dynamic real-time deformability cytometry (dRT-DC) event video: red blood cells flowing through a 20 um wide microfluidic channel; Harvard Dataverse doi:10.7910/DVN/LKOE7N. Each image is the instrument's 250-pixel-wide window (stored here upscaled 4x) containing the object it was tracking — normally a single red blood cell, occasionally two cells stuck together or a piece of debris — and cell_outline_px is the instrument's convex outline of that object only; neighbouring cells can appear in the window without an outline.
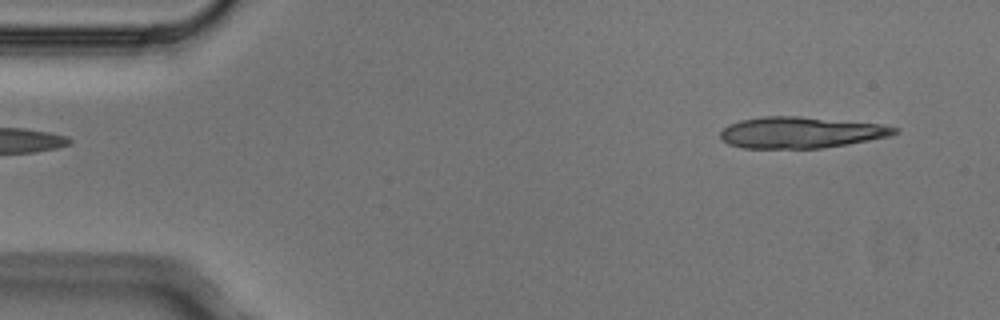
{"species": "Egyptian fruit bat (a non-hibernating species)", "species_latin": "Rousettus aegyptiacus", "temperature_condition": "cold", "stored_images_in_passage": 4, "segment_of_instrument_passage": [2, 2], "camera_frame_rate_fps": 3000, "um_per_image_px": 0.085, "animal": {"sex": "male"}, "frame": {"image": 1, "passage_image": 4, "time_ms": 1.0, "image_size_px": [1000, 320], "cell_outline_px": [[900, 132], [892, 136], [848, 144], [820, 148], [744, 148], [728, 144], [720, 136], [720, 132], [724, 128], [740, 120], [764, 116], [800, 116], [884, 124], [900, 128]], "centroid_in_image_um": [68.15, 11.25], "position_along_channel_um": 16.8, "area_um2": 31.91}}